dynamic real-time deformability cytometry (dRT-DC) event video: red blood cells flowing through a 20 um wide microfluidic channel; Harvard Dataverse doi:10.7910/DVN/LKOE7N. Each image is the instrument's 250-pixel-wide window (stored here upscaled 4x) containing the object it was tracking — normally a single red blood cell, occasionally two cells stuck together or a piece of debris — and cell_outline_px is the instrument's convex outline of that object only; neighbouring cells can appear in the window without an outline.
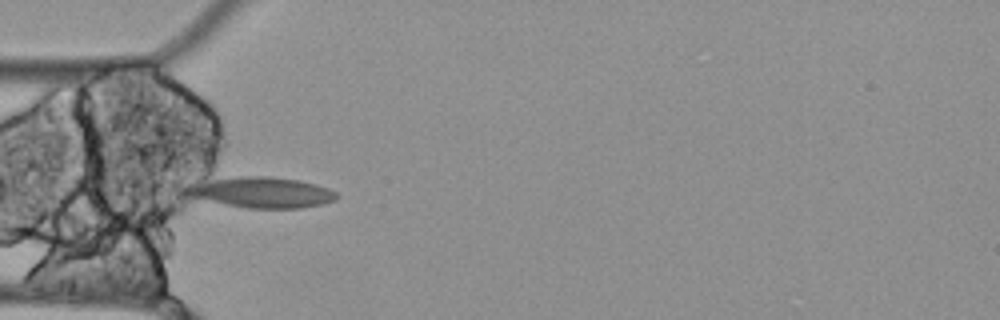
{"species": "Egyptian fruit bat (a non-hibernating species)", "species_latin": "Rousettus aegyptiacus", "temperature_condition": "cold", "stored_images_in_passage": 4, "camera_frame_rate_fps": 3000, "um_per_image_px": 0.085, "animal": {"sex": "female"}, "frame": {"image": 1, "passage_image": 1, "time_ms": 0.0, "image_size_px": [1000, 320], "cell_outline_px": [[340, 196], [336, 200], [320, 204], [300, 208], [248, 208], [228, 204], [192, 196], [192, 192], [196, 188], [216, 180], [240, 176], [268, 176], [300, 180], [316, 184], [328, 188], [336, 192]], "centroid_in_image_um": [22.57, 16.37], "position_along_channel_um": 62.4, "area_um2": 25.32}}
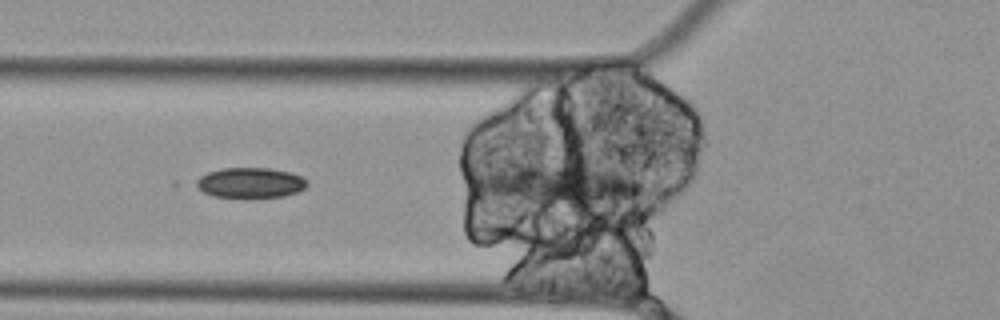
{"frame": {"image": 2, "passage_image": 2, "time_ms": 0.333, "image_size_px": [1000, 320], "cell_outline_px": [[308, 184], [304, 188], [296, 192], [284, 196], [244, 200], [216, 196], [204, 192], [192, 184], [192, 180], [208, 172], [224, 168], [268, 168], [288, 172], [300, 176], [308, 180]], "centroid_in_image_um": [21.22, 15.57], "position_along_channel_um": 104.6, "area_um2": 20.23}}